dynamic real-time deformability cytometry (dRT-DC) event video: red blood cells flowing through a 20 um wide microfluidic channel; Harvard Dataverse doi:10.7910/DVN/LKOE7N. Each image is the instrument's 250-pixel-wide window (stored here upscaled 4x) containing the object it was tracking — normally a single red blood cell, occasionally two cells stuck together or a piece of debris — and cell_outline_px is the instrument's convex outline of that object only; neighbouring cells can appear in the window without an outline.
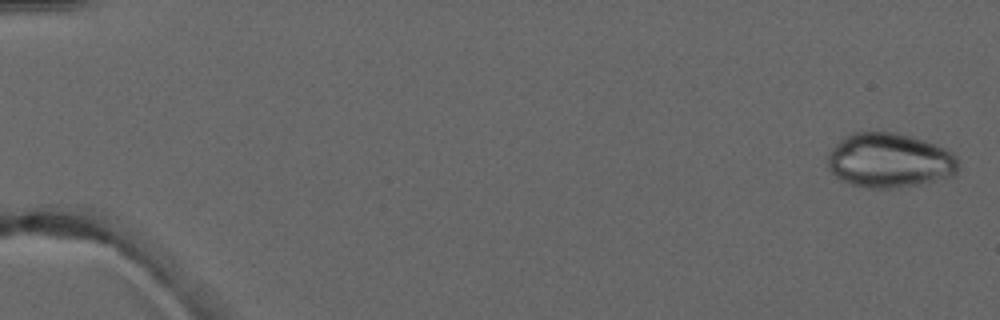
{"species": "common noctule bat (a hibernating species)", "species_latin": "Nyctalus noctula", "temperature_condition": "warm", "stored_images_in_passage": 6, "camera_frame_rate_fps": 3000, "um_per_image_px": 0.085, "animal": {"sex": "male", "forearm_length_mm": 52.5}, "frame": {"image": 1, "passage_image": 1, "time_ms": 0.0, "image_size_px": [1000, 320], "cell_outline_px": [[960, 168], [956, 176], [928, 184], [896, 188], [868, 188], [852, 184], [840, 180], [828, 168], [828, 152], [844, 136], [852, 132], [896, 132], [912, 136], [936, 144], [952, 152], [956, 156], [960, 164]], "centroid_in_image_um": [75.68, 13.65], "position_along_channel_um": 9.3, "area_um2": 42.48}}